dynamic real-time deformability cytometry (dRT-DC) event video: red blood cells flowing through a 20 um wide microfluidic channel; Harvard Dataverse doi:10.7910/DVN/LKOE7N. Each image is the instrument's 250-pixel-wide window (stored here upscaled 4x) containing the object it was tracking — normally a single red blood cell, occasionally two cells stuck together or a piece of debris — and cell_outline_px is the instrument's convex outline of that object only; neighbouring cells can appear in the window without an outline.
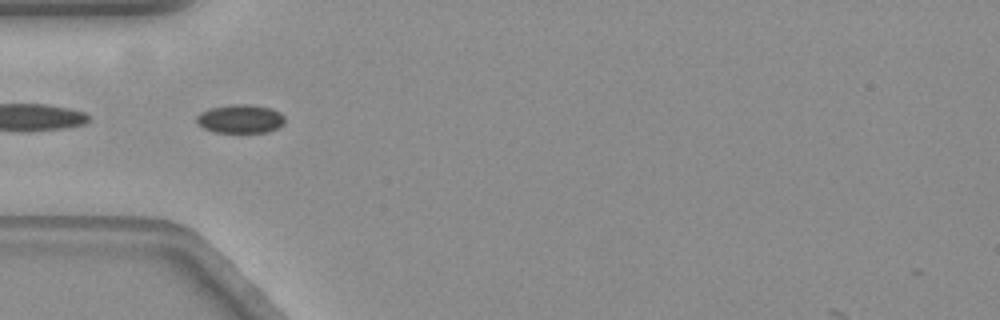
{"species": "common noctule bat (a hibernating species)", "species_latin": "Nyctalus noctula", "temperature_condition": "warm", "stored_images_in_passage": 5, "camera_frame_rate_fps": 3000, "um_per_image_px": 0.085, "animal": {"sex": "female", "body_mass_g": 19.3, "forearm_length_mm": 54.1}, "frame": {"image": 1, "passage_image": 3, "time_ms": 0.667, "image_size_px": [1000, 320], "cell_outline_px": [[284, 124], [268, 132], [212, 132], [196, 124], [196, 116], [200, 112], [212, 108], [232, 104], [248, 104], [272, 108], [280, 112], [284, 116]], "centroid_in_image_um": [20.42, 10.1], "position_along_channel_um": 64.6, "area_um2": 14.8}}